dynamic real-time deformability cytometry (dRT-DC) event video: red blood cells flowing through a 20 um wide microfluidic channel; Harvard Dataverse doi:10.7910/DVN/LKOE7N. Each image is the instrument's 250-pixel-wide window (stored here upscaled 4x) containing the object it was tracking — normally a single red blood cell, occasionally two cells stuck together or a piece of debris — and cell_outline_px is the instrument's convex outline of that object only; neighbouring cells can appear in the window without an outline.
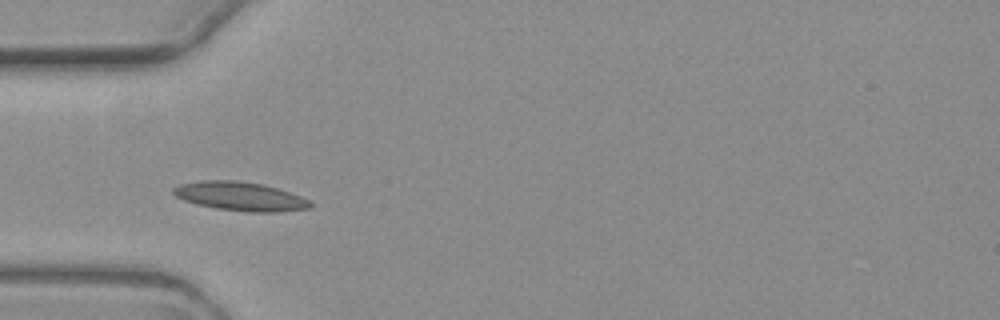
{"species": "common noctule bat (a hibernating species)", "species_latin": "Nyctalus noctula", "temperature_condition": "warm", "stored_images_in_passage": 6, "camera_frame_rate_fps": 3000, "um_per_image_px": 0.085, "animal": {"sex": "female", "body_mass_g": 19.3, "forearm_length_mm": 54.1}, "frame": {"image": 1, "passage_image": 3, "time_ms": 2.333, "image_size_px": [1000, 320], "cell_outline_px": [[312, 208], [276, 212], [252, 212], [216, 208], [196, 204], [184, 200], [176, 196], [172, 192], [172, 188], [180, 184], [200, 180], [236, 180], [264, 184], [300, 196], [308, 200], [312, 204]], "centroid_in_image_um": [20.4, 16.68], "position_along_channel_um": 64.6, "area_um2": 22.95}}
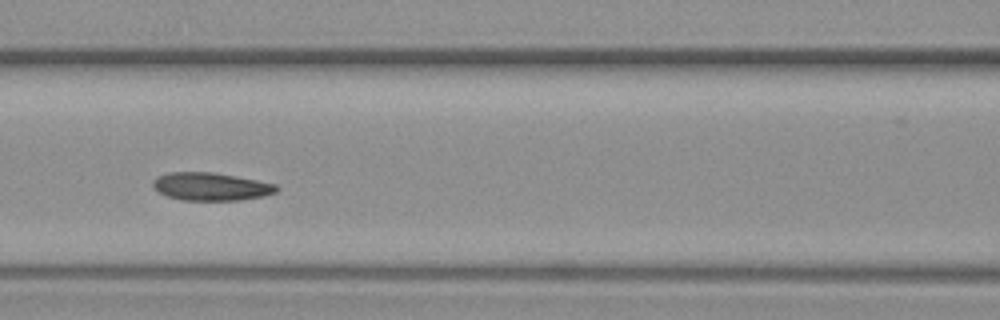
{"frame": {"image": 2, "passage_image": 5, "time_ms": 4.667, "image_size_px": [1000, 320], "cell_outline_px": [[280, 188], [276, 192], [264, 196], [240, 200], [180, 200], [168, 196], [160, 192], [152, 184], [152, 180], [156, 176], [168, 172], [212, 172], [236, 176], [276, 184]], "centroid_in_image_um": [17.93, 15.85], "position_along_channel_um": 148.7, "area_um2": 20.11}}
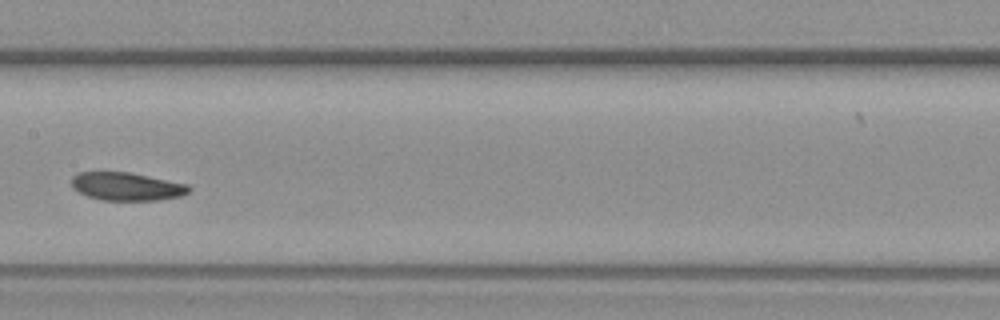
{"frame": {"image": 3, "passage_image": 6, "time_ms": 6.0, "image_size_px": [1000, 320], "cell_outline_px": [[192, 188], [188, 192], [180, 196], [156, 200], [100, 200], [88, 196], [72, 188], [72, 176], [80, 172], [132, 172], [188, 184]], "centroid_in_image_um": [10.78, 15.84], "position_along_channel_um": 196.6, "area_um2": 19.25}}